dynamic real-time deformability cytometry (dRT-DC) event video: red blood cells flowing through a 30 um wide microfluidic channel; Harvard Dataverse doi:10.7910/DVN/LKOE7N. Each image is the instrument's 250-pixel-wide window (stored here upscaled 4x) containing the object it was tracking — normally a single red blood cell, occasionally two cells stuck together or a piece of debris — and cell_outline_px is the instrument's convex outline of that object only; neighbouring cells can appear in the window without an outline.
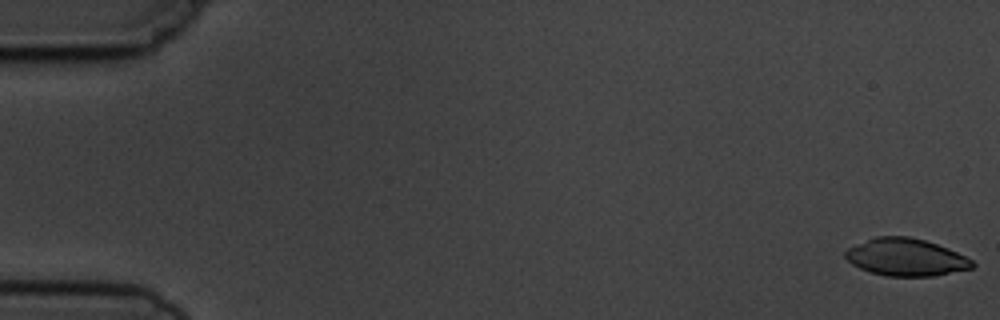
{"species": "common noctule bat (a hibernating species)", "species_latin": "Nyctalus noctula", "temperature_condition": "cold", "stored_images_in_passage": 5, "camera_frame_rate_fps": 3000, "um_per_image_px": 0.085, "animal": {"sex": "male", "body_mass_g": 19.5, "forearm_length_mm": 54.6}, "frame": {"image": 1, "passage_image": 1, "time_ms": 0.0, "image_size_px": [1000, 320], "cell_outline_px": [[976, 264], [972, 268], [932, 276], [884, 276], [860, 268], [852, 264], [844, 256], [844, 252], [848, 248], [876, 236], [908, 236], [924, 240], [948, 248], [972, 260]], "centroid_in_image_um": [76.99, 21.86], "position_along_channel_um": 8.0, "area_um2": 27.4}}
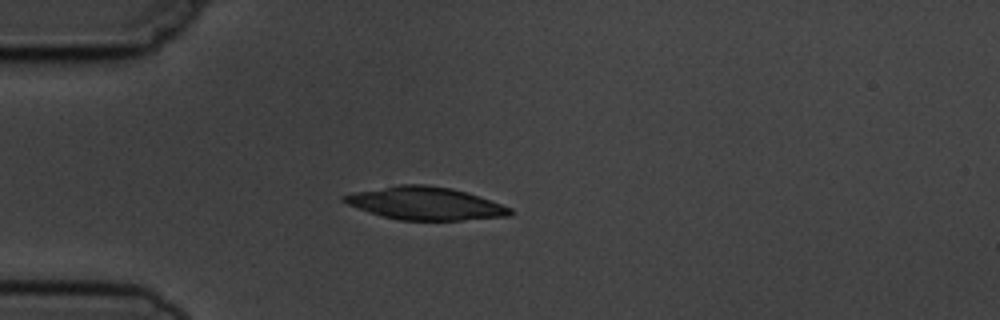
{"frame": {"image": 2, "passage_image": 5, "time_ms": 4.667, "image_size_px": [1000, 320], "cell_outline_px": [[512, 212], [508, 216], [460, 220], [400, 220], [380, 216], [348, 204], [340, 200], [340, 196], [356, 192], [400, 184], [424, 184], [452, 188], [468, 192], [512, 208]], "centroid_in_image_um": [36.14, 17.28], "position_along_channel_um": 48.9, "area_um2": 31.62}}